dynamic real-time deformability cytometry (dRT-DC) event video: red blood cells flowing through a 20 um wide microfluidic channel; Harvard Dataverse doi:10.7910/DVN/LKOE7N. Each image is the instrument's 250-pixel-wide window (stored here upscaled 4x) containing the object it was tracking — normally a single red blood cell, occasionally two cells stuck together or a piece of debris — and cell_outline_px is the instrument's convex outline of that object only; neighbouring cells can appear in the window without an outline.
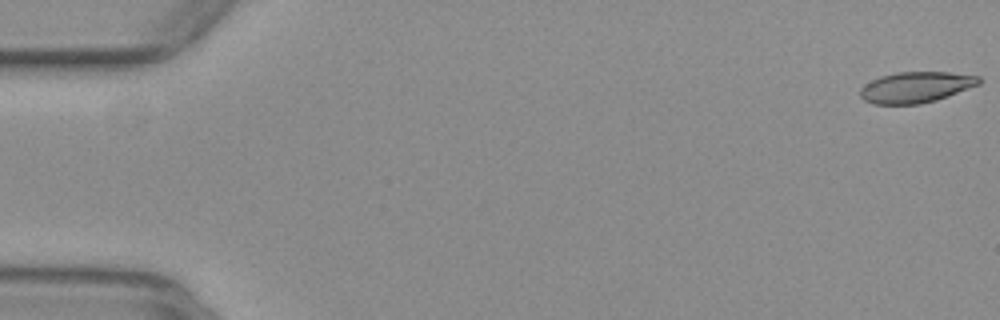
{"species": "common noctule bat (a hibernating species)", "species_latin": "Nyctalus noctula", "temperature_condition": "warm", "stored_images_in_passage": 13, "camera_frame_rate_fps": 3000, "um_per_image_px": 0.085, "animal": {"sex": "female", "body_mass_g": 29.2, "forearm_length_mm": 56.3}, "frame": {"image": 1, "passage_image": 1, "time_ms": 0.0, "image_size_px": [1000, 320], "cell_outline_px": [[980, 84], [948, 96], [936, 100], [920, 104], [872, 104], [864, 100], [860, 96], [860, 88], [864, 84], [880, 76], [896, 72], [948, 72], [980, 76]], "centroid_in_image_um": [77.83, 7.41], "position_along_channel_um": 7.2, "area_um2": 21.44}}